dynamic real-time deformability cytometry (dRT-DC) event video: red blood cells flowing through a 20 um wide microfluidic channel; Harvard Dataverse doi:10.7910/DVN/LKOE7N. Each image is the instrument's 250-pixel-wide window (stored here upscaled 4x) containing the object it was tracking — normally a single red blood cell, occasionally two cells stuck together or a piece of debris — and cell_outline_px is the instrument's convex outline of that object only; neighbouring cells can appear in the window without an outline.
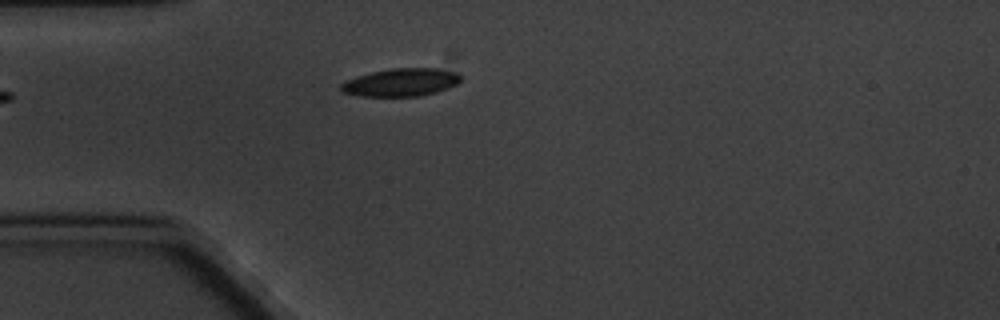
{"species": "common noctule bat (a hibernating species)", "species_latin": "Nyctalus noctula", "temperature_condition": "cold", "stored_images_in_passage": 5, "camera_frame_rate_fps": 3000, "um_per_image_px": 0.085, "animal": {"sex": "male", "body_mass_g": 20.1, "forearm_length_mm": 53.5}, "frame": {"image": 1, "passage_image": 5, "time_ms": 5.333, "image_size_px": [1000, 320], "cell_outline_px": [[460, 80], [456, 84], [448, 88], [436, 92], [420, 96], [360, 96], [344, 92], [340, 88], [340, 84], [344, 80], [356, 76], [388, 68], [436, 68], [460, 72]], "centroid_in_image_um": [34.08, 6.99], "position_along_channel_um": 50.9, "area_um2": 19.59}}